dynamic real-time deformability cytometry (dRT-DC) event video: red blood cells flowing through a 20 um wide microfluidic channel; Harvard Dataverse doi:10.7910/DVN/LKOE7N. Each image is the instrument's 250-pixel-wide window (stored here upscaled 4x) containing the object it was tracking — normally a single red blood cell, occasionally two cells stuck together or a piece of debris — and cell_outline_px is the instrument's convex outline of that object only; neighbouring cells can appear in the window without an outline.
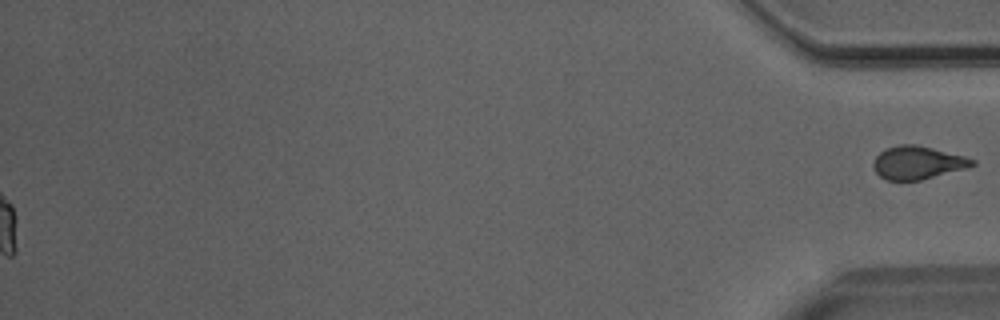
{"species": "Egyptian fruit bat (a non-hibernating species)", "species_latin": "Rousettus aegyptiacus", "temperature_condition": "room temperature", "stored_images_in_passage": 49, "segment_of_instrument_passage": [2, 2], "camera_frame_rate_fps": 3000, "um_per_image_px": 0.085, "animal": {"sex": "male"}, "frame": {"image": 1, "passage_image": 49, "time_ms": 16.0, "image_size_px": [1000, 320], "cell_outline_px": [[976, 164], [968, 168], [920, 180], [884, 180], [876, 172], [872, 164], [876, 156], [884, 148], [900, 144], [916, 144], [964, 156], [976, 160]], "centroid_in_image_um": [77.99, 13.82], "position_along_channel_um": 357.2, "area_um2": 19.13}}